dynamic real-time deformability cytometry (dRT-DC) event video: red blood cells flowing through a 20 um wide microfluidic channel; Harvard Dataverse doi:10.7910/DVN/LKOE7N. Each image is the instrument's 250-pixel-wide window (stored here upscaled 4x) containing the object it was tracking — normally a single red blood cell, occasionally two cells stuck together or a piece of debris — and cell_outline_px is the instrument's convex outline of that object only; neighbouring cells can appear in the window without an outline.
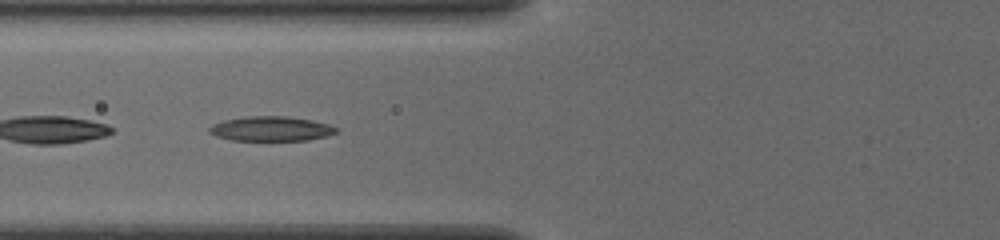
{"species": "common noctule bat (a hibernating species)", "species_latin": "Nyctalus noctula", "temperature_condition": "cold", "stored_images_in_passage": 55, "segment_of_instrument_passage": [2, 2], "camera_frame_rate_fps": 3000, "um_per_image_px": 0.085, "animal": {"sex": "female", "body_mass_g": 19.5, "forearm_length_mm": 54.1}, "frame": {"image": 1, "passage_image": 24, "time_ms": 7.667, "image_size_px": [1000, 240], "cell_outline_px": [[340, 132], [328, 136], [308, 140], [232, 140], [216, 136], [208, 132], [208, 128], [212, 124], [224, 120], [244, 116], [288, 116], [312, 120], [328, 124], [340, 128]], "centroid_in_image_um": [23.08, 10.94], "position_along_channel_um": 102.7, "area_um2": 18.5}}
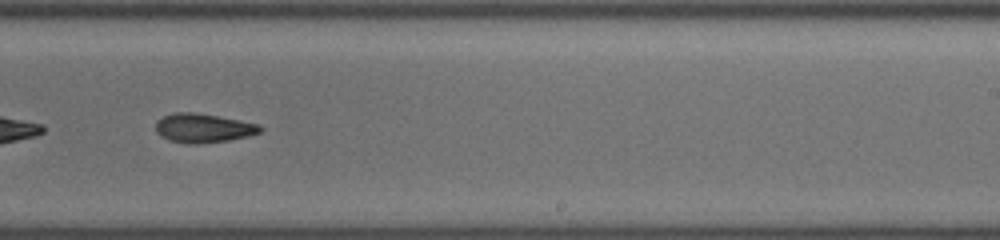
{"frame": {"image": 2, "passage_image": 37, "time_ms": 12.0, "image_size_px": [1000, 240], "cell_outline_px": [[264, 128], [260, 132], [248, 136], [228, 140], [196, 144], [184, 144], [168, 140], [160, 136], [156, 132], [156, 120], [172, 112], [196, 112], [240, 120], [260, 124]], "centroid_in_image_um": [17.26, 10.88], "position_along_channel_um": 271.7, "area_um2": 17.92}}
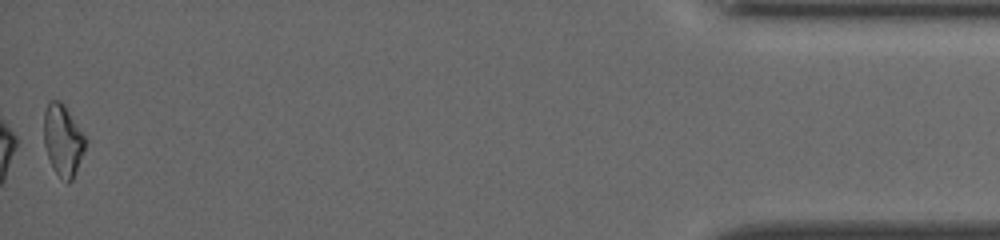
{"frame": {"image": 3, "passage_image": 55, "time_ms": 18.0, "image_size_px": [1000, 240], "cell_outline_px": [[88, 140], [72, 180], [68, 184], [60, 180], [52, 168], [44, 144], [44, 112], [48, 100], [60, 100], [64, 104]], "centroid_in_image_um": [5.34, 11.93], "position_along_channel_um": 429.9, "area_um2": 17.51}}